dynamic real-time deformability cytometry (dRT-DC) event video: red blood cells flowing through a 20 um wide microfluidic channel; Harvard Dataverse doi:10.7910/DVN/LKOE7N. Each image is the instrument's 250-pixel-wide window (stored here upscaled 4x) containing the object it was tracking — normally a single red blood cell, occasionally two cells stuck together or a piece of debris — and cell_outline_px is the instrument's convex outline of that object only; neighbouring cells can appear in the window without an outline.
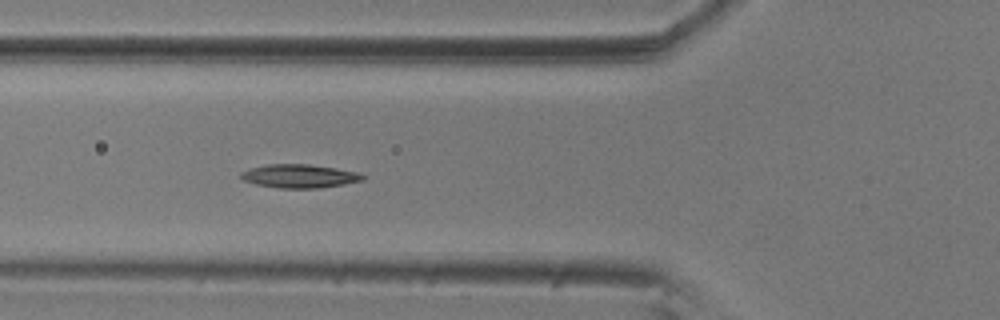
{"species": "common noctule bat (a hibernating species)", "species_latin": "Nyctalus noctula", "temperature_condition": "room temperature", "stored_images_in_passage": 9, "camera_frame_rate_fps": 3000, "um_per_image_px": 0.085, "animal": {"sex": "male", "body_mass_g": 20.5, "forearm_length_mm": 52.5}, "frame": {"image": 1, "passage_image": 6, "time_ms": 1.667, "image_size_px": [1000, 320], "cell_outline_px": [[364, 180], [344, 184], [320, 188], [276, 188], [256, 184], [244, 180], [240, 176], [240, 172], [248, 168], [268, 164], [308, 164], [336, 168], [360, 172], [364, 176]], "centroid_in_image_um": [25.45, 14.96], "position_along_channel_um": 100.4, "area_um2": 16.82}}
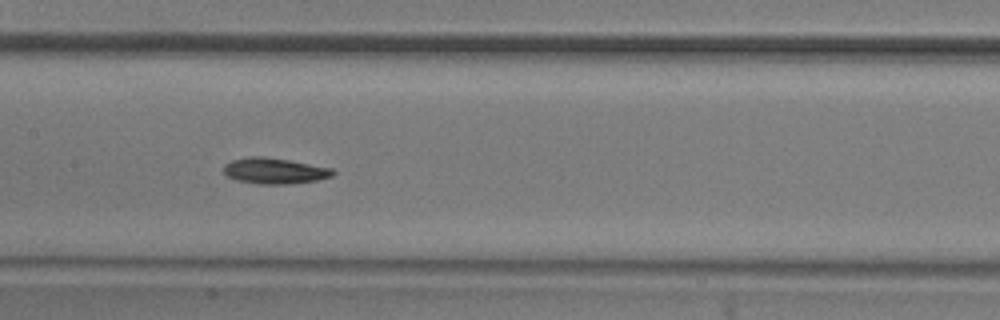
{"frame": {"image": 2, "passage_image": 8, "time_ms": 2.333, "image_size_px": [1000, 320], "cell_outline_px": [[336, 172], [332, 176], [316, 180], [288, 184], [256, 184], [236, 180], [228, 176], [224, 172], [224, 164], [232, 160], [248, 156], [264, 156], [288, 160], [332, 168]], "centroid_in_image_um": [23.32, 14.52], "position_along_channel_um": 184.1, "area_um2": 16.47}}
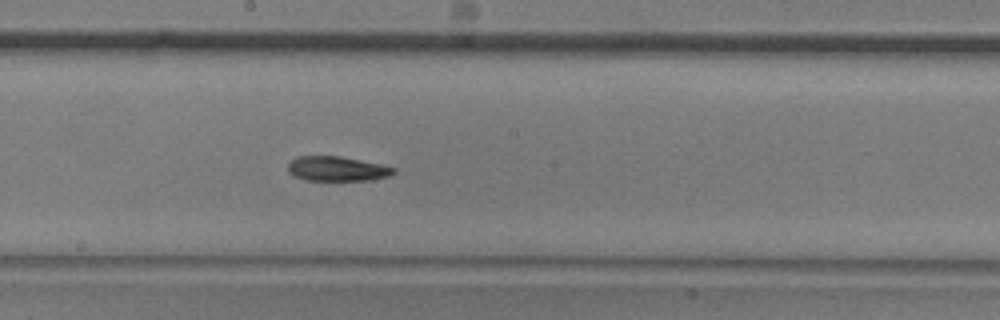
{"frame": {"image": 3, "passage_image": 9, "time_ms": 2.667, "image_size_px": [1000, 320], "cell_outline_px": [[396, 172], [388, 176], [372, 180], [304, 180], [288, 172], [288, 164], [296, 156], [340, 156], [380, 164], [396, 168]], "centroid_in_image_um": [28.65, 14.34], "position_along_channel_um": 219.6, "area_um2": 15.14}}